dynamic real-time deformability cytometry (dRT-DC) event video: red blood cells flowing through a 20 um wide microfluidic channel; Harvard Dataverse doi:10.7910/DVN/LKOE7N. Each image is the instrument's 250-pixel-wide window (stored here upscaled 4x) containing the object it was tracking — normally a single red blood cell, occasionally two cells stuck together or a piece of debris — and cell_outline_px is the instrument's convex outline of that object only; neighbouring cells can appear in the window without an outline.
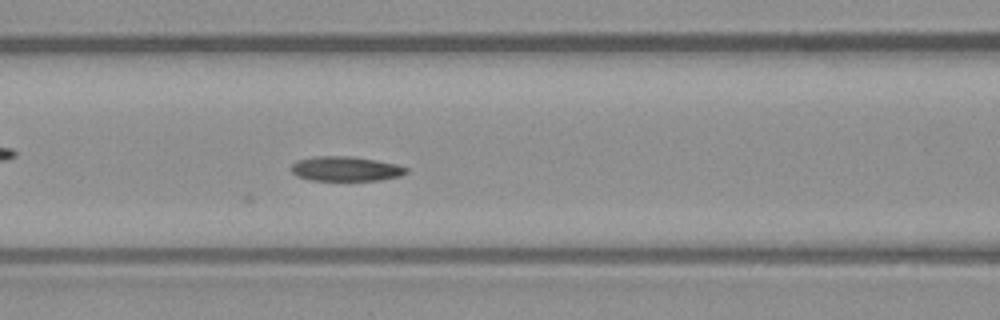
{"species": "common noctule bat (a hibernating species)", "species_latin": "Nyctalus noctula", "temperature_condition": "warm", "stored_images_in_passage": 7, "camera_frame_rate_fps": 3000, "um_per_image_px": 0.085, "animal": {"sex": "male", "body_mass_g": 23.1, "forearm_length_mm": 52.7}, "frame": {"image": 1, "passage_image": 7, "time_ms": 2.0, "image_size_px": [1000, 320], "cell_outline_px": [[408, 172], [400, 176], [380, 180], [308, 180], [296, 176], [292, 172], [292, 164], [296, 160], [316, 156], [352, 156], [376, 160], [396, 164], [408, 168]], "centroid_in_image_um": [29.37, 14.34], "position_along_channel_um": 137.2, "area_um2": 16.59}}